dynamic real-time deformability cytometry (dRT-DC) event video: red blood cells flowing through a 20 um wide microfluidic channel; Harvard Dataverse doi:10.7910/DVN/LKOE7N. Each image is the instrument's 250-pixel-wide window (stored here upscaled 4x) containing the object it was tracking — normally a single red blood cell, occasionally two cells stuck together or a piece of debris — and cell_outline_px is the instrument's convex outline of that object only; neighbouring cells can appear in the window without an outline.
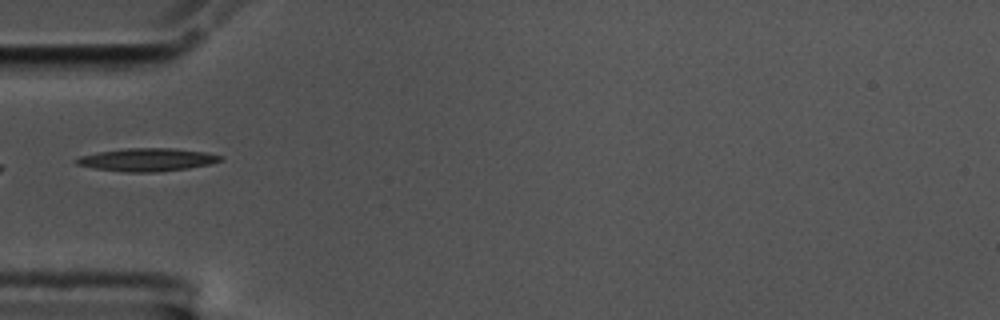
{"species": "common noctule bat (a hibernating species)", "species_latin": "Nyctalus noctula", "temperature_condition": "cold", "stored_images_in_passage": 38, "camera_frame_rate_fps": 3000, "um_per_image_px": 0.085, "animal": {"sex": "male", "body_mass_g": 17.5, "forearm_length_mm": 52.3}, "frame": {"image": 1, "passage_image": 1, "time_ms": 0.0, "image_size_px": [1000, 320], "cell_outline_px": [[224, 160], [208, 164], [188, 168], [156, 172], [128, 172], [96, 168], [76, 164], [72, 160], [80, 156], [96, 152], [128, 148], [172, 148], [204, 152], [224, 156]], "centroid_in_image_um": [12.5, 13.57], "position_along_channel_um": 72.5, "area_um2": 19.19}}